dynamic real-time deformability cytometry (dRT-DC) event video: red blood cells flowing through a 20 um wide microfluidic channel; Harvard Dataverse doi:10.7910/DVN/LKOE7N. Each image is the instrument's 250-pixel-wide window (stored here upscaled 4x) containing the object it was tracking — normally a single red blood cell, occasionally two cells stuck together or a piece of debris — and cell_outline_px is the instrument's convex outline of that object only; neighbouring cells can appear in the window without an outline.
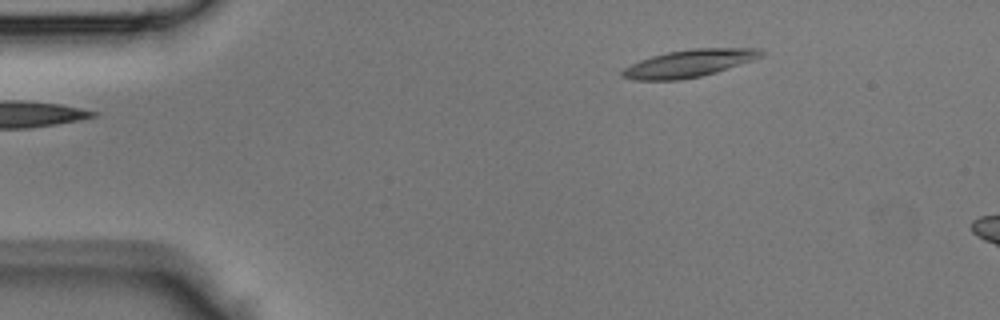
{"species": "Egyptian fruit bat (a non-hibernating species)", "species_latin": "Rousettus aegyptiacus", "temperature_condition": "room temperature", "stored_images_in_passage": 8, "camera_frame_rate_fps": 3000, "um_per_image_px": 0.085, "animal": {"sex": "male"}, "frame": {"image": 1, "passage_image": 1, "time_ms": 0.0, "image_size_px": [1000, 320], "cell_outline_px": [[764, 56], [716, 72], [700, 76], [680, 80], [632, 80], [620, 76], [620, 72], [624, 68], [640, 60], [652, 56], [668, 52], [692, 48], [760, 48], [764, 52]], "centroid_in_image_um": [58.56, 5.38], "position_along_channel_um": 26.4, "area_um2": 22.14}}
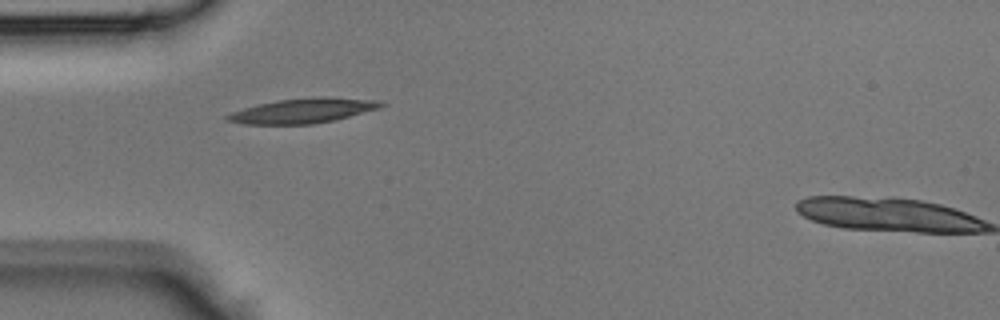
{"frame": {"image": 2, "passage_image": 7, "time_ms": 2.0, "image_size_px": [1000, 320], "cell_outline_px": [[384, 104], [380, 108], [332, 120], [312, 124], [244, 124], [224, 120], [224, 116], [232, 112], [244, 108], [276, 100], [376, 100]], "centroid_in_image_um": [25.56, 9.48], "position_along_channel_um": 59.4, "area_um2": 20.46}}